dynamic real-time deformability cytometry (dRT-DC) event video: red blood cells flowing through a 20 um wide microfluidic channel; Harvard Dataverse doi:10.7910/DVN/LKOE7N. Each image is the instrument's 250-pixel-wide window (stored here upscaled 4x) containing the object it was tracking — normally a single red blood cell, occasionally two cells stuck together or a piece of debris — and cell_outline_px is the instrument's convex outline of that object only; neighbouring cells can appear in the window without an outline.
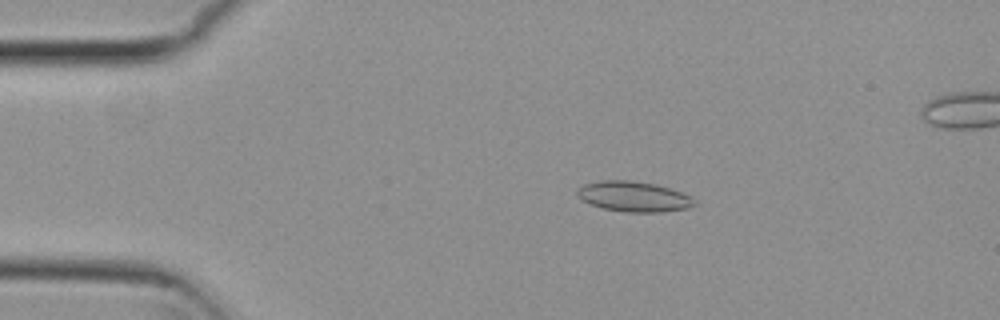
{"species": "common noctule bat (a hibernating species)", "species_latin": "Nyctalus noctula", "temperature_condition": "cold", "stored_images_in_passage": 54, "camera_frame_rate_fps": 3000, "um_per_image_px": 0.085, "animal": {"sex": "female", "body_mass_g": 29.2, "forearm_length_mm": 56.3}, "frame": {"image": 1, "passage_image": 11, "time_ms": 3.333, "image_size_px": [1000, 320], "cell_outline_px": [[696, 204], [688, 208], [660, 212], [628, 212], [604, 208], [588, 204], [576, 192], [584, 184], [600, 180], [628, 180], [656, 184], [680, 192], [688, 196]], "centroid_in_image_um": [53.84, 16.7], "position_along_channel_um": 31.2, "area_um2": 20.29}}
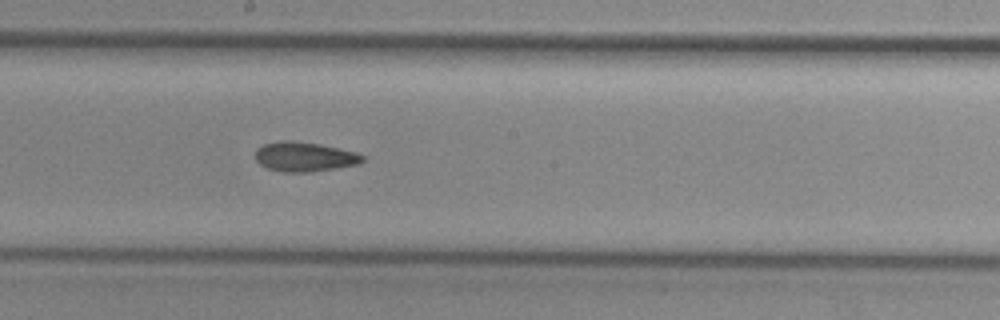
{"frame": {"image": 2, "passage_image": 30, "time_ms": 9.667, "image_size_px": [1000, 320], "cell_outline_px": [[364, 160], [360, 164], [336, 168], [308, 172], [280, 172], [268, 168], [260, 164], [256, 160], [256, 148], [264, 144], [280, 140], [288, 140], [316, 144], [356, 152], [364, 156]], "centroid_in_image_um": [25.86, 13.33], "position_along_channel_um": 222.3, "area_um2": 18.32}}
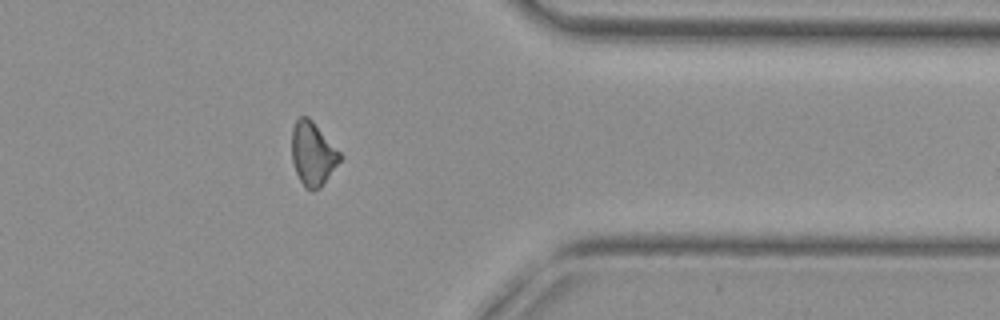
{"frame": {"image": 3, "passage_image": 44, "time_ms": 14.333, "image_size_px": [1000, 320], "cell_outline_px": [[344, 156], [320, 188], [312, 192], [304, 188], [296, 172], [292, 160], [292, 128], [296, 120], [300, 116], [308, 116], [312, 120]], "centroid_in_image_um": [26.59, 13.08], "position_along_channel_um": 384.8, "area_um2": 17.98}}